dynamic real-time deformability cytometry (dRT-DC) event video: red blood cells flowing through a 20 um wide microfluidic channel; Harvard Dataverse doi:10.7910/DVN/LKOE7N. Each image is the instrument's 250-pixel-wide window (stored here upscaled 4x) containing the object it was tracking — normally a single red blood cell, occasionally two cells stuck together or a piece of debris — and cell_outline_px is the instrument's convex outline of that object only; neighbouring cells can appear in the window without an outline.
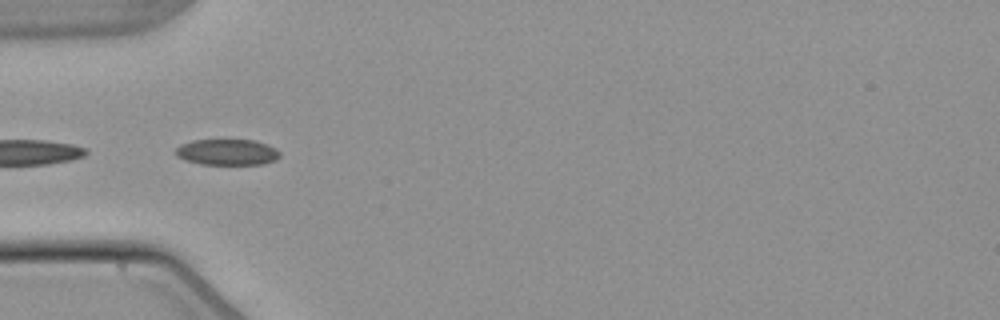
{"species": "common noctule bat (a hibernating species)", "species_latin": "Nyctalus noctula", "temperature_condition": "warm", "stored_images_in_passage": 32, "segment_of_instrument_passage": [2, 2], "camera_frame_rate_fps": 3000, "um_per_image_px": 0.085, "animal": {"sex": "male", "body_mass_g": 21.5, "forearm_length_mm": 52.0}, "frame": {"image": 1, "passage_image": 9, "time_ms": 2.667, "image_size_px": [1000, 320], "cell_outline_px": [[280, 156], [276, 160], [264, 164], [200, 164], [184, 160], [176, 156], [176, 148], [180, 144], [192, 140], [256, 140], [268, 144], [276, 148], [280, 152]], "centroid_in_image_um": [19.32, 12.93], "position_along_channel_um": 65.7, "area_um2": 15.95}}